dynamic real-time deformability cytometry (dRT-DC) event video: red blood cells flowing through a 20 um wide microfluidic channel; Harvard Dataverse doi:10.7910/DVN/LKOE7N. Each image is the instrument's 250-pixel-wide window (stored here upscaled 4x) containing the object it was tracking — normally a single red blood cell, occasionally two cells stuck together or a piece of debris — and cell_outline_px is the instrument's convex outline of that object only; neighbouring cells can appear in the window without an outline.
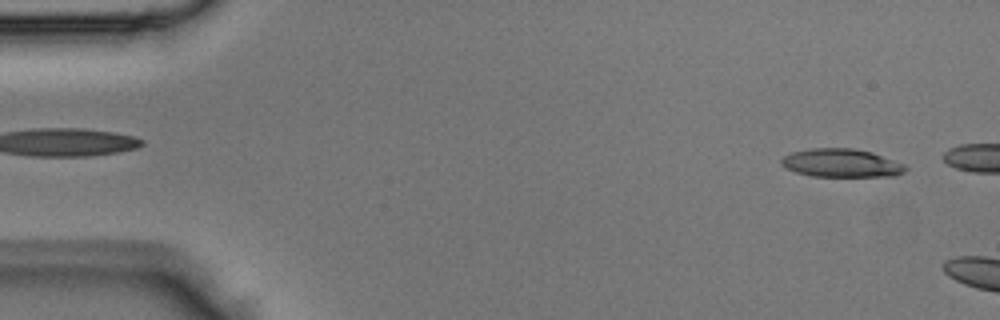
{"species": "Egyptian fruit bat (a non-hibernating species)", "species_latin": "Rousettus aegyptiacus", "temperature_condition": "room temperature", "stored_images_in_passage": 6, "camera_frame_rate_fps": 3000, "um_per_image_px": 0.085, "animal": {"sex": "male"}, "frame": {"image": 1, "passage_image": 2, "time_ms": 0.333, "image_size_px": [1000, 320], "cell_outline_px": [[908, 168], [904, 172], [896, 176], [812, 176], [796, 172], [784, 168], [780, 164], [780, 160], [784, 156], [792, 152], [812, 148], [852, 148], [872, 152], [904, 164]], "centroid_in_image_um": [71.5, 13.86], "position_along_channel_um": 13.5, "area_um2": 20.52}}